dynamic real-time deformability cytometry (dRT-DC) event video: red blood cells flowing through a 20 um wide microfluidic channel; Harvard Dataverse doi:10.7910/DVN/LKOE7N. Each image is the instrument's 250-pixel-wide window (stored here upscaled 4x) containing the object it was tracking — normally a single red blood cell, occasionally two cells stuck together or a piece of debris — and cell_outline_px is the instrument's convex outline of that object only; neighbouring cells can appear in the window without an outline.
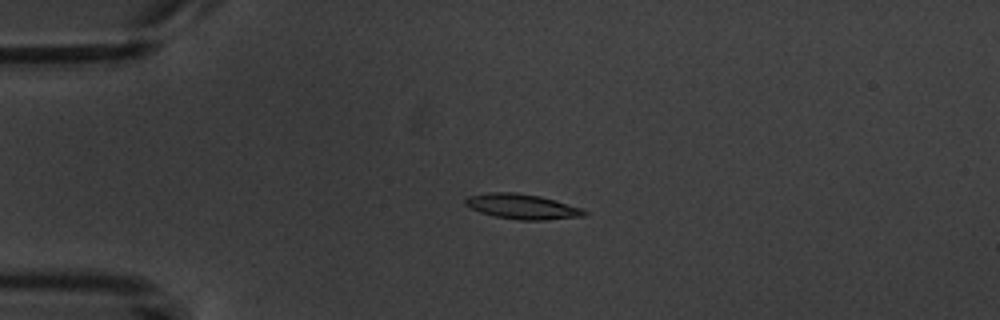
{"species": "common noctule bat (a hibernating species)", "species_latin": "Nyctalus noctula", "temperature_condition": "warm", "stored_images_in_passage": 6, "camera_frame_rate_fps": 3000, "um_per_image_px": 0.085, "animal": {"sex": "male", "body_mass_g": 20.1, "forearm_length_mm": 53.5}, "frame": {"image": 1, "passage_image": 4, "time_ms": 3.333, "image_size_px": [1000, 320], "cell_outline_px": [[588, 212], [584, 216], [544, 220], [520, 220], [496, 216], [480, 212], [464, 204], [464, 200], [468, 196], [488, 192], [512, 192], [540, 196], [580, 208]], "centroid_in_image_um": [44.35, 17.55], "position_along_channel_um": 40.6, "area_um2": 17.11}}
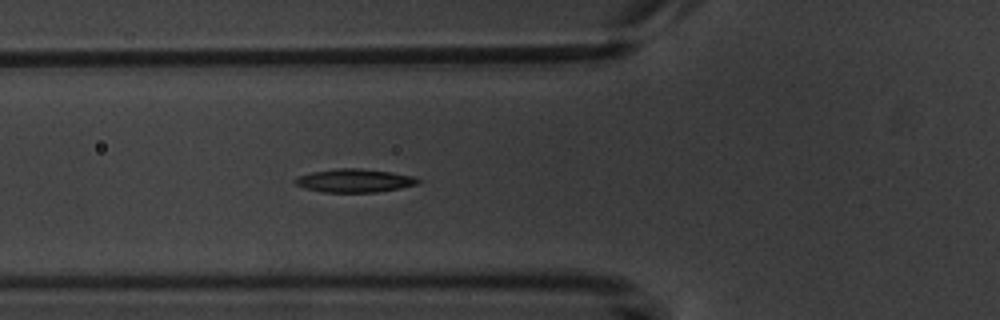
{"frame": {"image": 2, "passage_image": 6, "time_ms": 5.667, "image_size_px": [1000, 320], "cell_outline_px": [[420, 184], [400, 188], [376, 192], [324, 192], [304, 188], [296, 184], [292, 180], [300, 176], [312, 172], [340, 168], [360, 168], [392, 172], [416, 176], [420, 180]], "centroid_in_image_um": [30.18, 15.35], "position_along_channel_um": 95.6, "area_um2": 16.76}}